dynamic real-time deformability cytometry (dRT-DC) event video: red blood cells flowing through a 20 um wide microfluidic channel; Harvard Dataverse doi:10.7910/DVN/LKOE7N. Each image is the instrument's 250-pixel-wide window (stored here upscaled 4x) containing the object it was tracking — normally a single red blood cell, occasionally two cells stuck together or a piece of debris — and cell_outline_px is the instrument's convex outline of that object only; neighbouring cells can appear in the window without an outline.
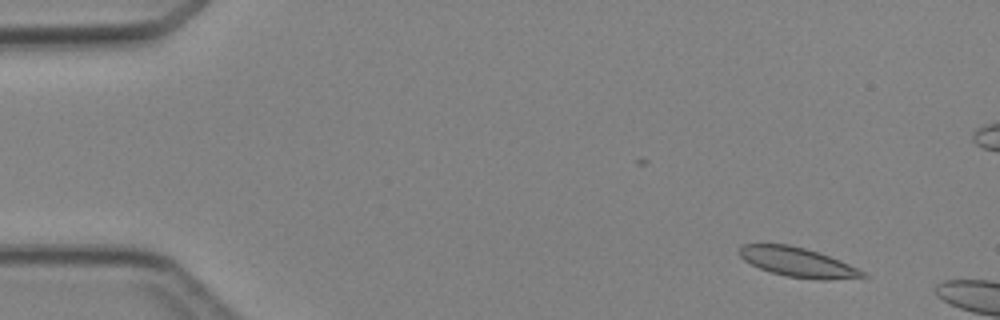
{"species": "Egyptian fruit bat (a non-hibernating species)", "species_latin": "Rousettus aegyptiacus", "temperature_condition": "cold", "stored_images_in_passage": 3, "camera_frame_rate_fps": 3000, "um_per_image_px": 0.085, "animal": {"sex": "female"}, "frame": {"image": 1, "passage_image": 2, "time_ms": 1.0, "image_size_px": [1000, 320], "cell_outline_px": [[868, 276], [828, 280], [820, 280], [788, 276], [772, 272], [760, 268], [744, 260], [740, 256], [740, 244], [788, 244], [804, 248], [840, 260], [864, 272]], "centroid_in_image_um": [67.78, 22.28], "position_along_channel_um": 17.2, "area_um2": 20.69}}